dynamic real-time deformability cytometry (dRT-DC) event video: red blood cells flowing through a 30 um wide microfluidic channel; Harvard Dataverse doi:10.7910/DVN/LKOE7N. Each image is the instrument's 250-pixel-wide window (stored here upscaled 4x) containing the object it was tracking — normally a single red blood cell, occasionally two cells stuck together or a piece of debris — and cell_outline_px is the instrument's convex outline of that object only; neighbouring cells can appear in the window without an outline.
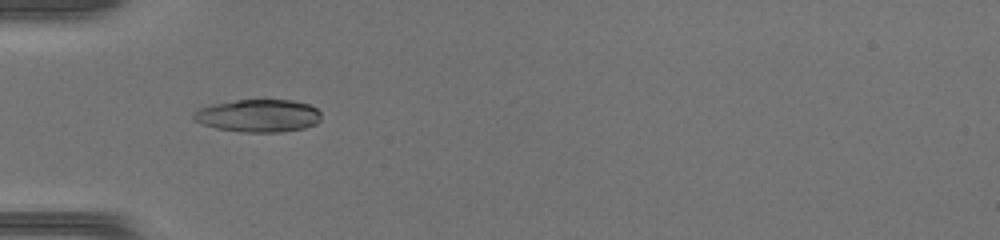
{"species": "common noctule bat (a hibernating species)", "species_latin": "Nyctalus noctula", "temperature_condition": "warm", "stored_images_in_passage": 47, "camera_frame_rate_fps": 3000, "um_per_image_px": 0.085, "animal": {"sex": "female", "body_mass_g": 17.0, "forearm_length_mm": 48.0}, "frame": {"image": 1, "passage_image": 16, "time_ms": 5.0, "image_size_px": [1000, 240], "cell_outline_px": [[320, 120], [316, 124], [304, 128], [280, 132], [240, 132], [216, 128], [192, 120], [192, 112], [200, 108], [212, 104], [236, 100], [264, 96], [292, 100], [308, 104], [316, 108], [320, 112]], "centroid_in_image_um": [21.95, 9.79], "position_along_channel_um": 63.0, "area_um2": 25.2}}
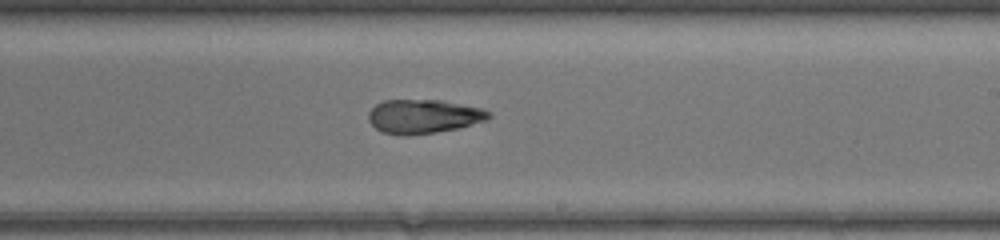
{"frame": {"image": 2, "passage_image": 29, "time_ms": 9.333, "image_size_px": [1000, 240], "cell_outline_px": [[492, 116], [488, 120], [456, 128], [436, 132], [408, 136], [400, 136], [380, 132], [368, 120], [368, 112], [376, 104], [384, 100], [440, 100], [480, 108], [492, 112]], "centroid_in_image_um": [35.97, 9.9], "position_along_channel_um": 253.0, "area_um2": 23.93}}
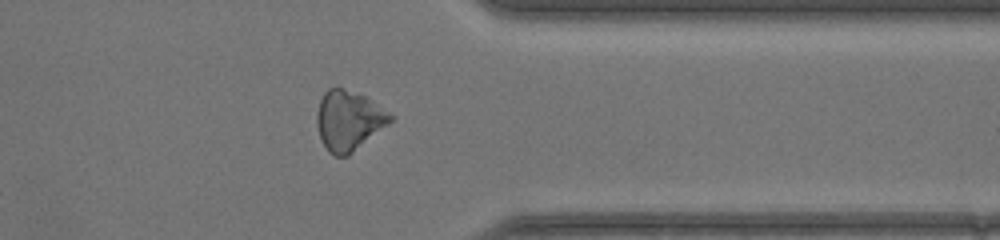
{"frame": {"image": 3, "passage_image": 38, "time_ms": 12.333, "image_size_px": [1000, 240], "cell_outline_px": [[396, 116], [388, 124], [348, 156], [332, 156], [328, 152], [320, 140], [316, 124], [316, 112], [320, 100], [324, 92], [328, 88], [340, 88], [364, 96]], "centroid_in_image_um": [29.61, 10.27], "position_along_channel_um": 381.8, "area_um2": 25.61}}